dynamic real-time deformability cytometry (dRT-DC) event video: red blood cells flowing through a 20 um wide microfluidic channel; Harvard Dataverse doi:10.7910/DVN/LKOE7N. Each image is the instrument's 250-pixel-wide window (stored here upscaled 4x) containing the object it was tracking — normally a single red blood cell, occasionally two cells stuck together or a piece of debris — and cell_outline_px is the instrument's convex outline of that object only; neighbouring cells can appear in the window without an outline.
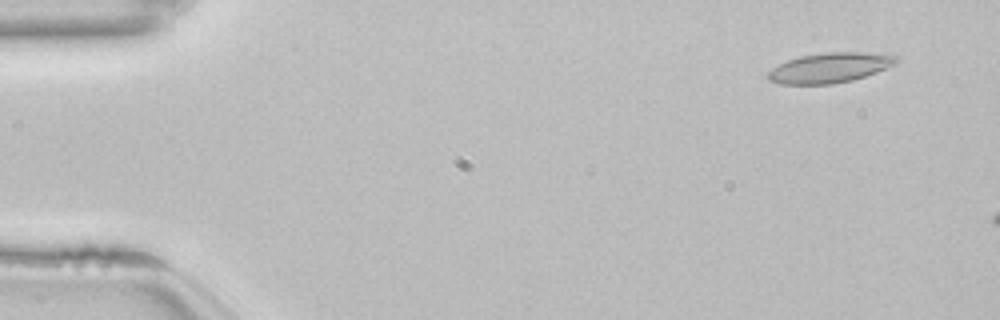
{"species": "common noctule bat (a hibernating species)", "species_latin": "Nyctalus noctula", "temperature_condition": "room temperature", "stored_images_in_passage": 11, "camera_frame_rate_fps": 3000, "um_per_image_px": 0.085, "animal": {"sex": "female", "body_mass_g": 22.7, "forearm_length_mm": 54.2}, "frame": {"image": 1, "passage_image": 4, "time_ms": 1.0, "image_size_px": [1000, 320], "cell_outline_px": [[896, 60], [892, 64], [876, 72], [852, 80], [832, 84], [780, 84], [768, 80], [764, 76], [772, 68], [788, 60], [800, 56], [828, 52], [860, 52], [896, 56]], "centroid_in_image_um": [70.42, 5.77], "position_along_channel_um": 14.6, "area_um2": 22.02}}